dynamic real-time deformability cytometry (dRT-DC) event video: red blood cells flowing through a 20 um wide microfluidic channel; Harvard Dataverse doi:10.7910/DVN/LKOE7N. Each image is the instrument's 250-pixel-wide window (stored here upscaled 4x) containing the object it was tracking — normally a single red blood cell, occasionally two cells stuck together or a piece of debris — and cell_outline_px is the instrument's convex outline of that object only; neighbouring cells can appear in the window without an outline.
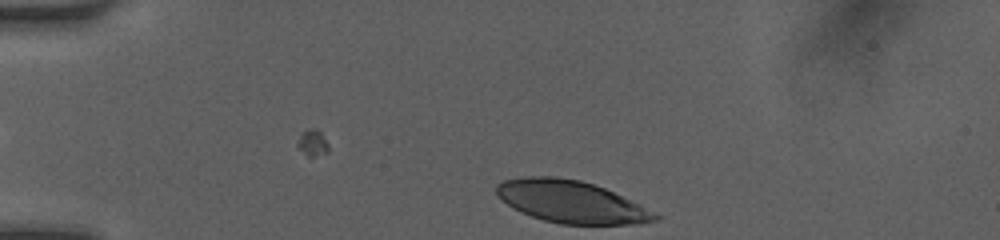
{"species": "human", "species_latin": "Homo sapiens", "temperature_condition": "room temperature", "stored_images_in_passage": 8, "camera_frame_rate_fps": 3000, "um_per_image_px": 0.085, "donor": {"sex": "female"}, "frame": {"image": 1, "passage_image": 8, "time_ms": 2.333, "image_size_px": [1000, 240], "cell_outline_px": [[664, 216], [660, 220], [640, 224], [560, 224], [544, 220], [532, 216], [500, 200], [496, 192], [496, 184], [504, 180], [524, 176], [552, 176], [580, 180], [604, 188], [640, 204]], "centroid_in_image_um": [48.6, 17.15], "position_along_channel_um": 36.4, "area_um2": 39.02}}